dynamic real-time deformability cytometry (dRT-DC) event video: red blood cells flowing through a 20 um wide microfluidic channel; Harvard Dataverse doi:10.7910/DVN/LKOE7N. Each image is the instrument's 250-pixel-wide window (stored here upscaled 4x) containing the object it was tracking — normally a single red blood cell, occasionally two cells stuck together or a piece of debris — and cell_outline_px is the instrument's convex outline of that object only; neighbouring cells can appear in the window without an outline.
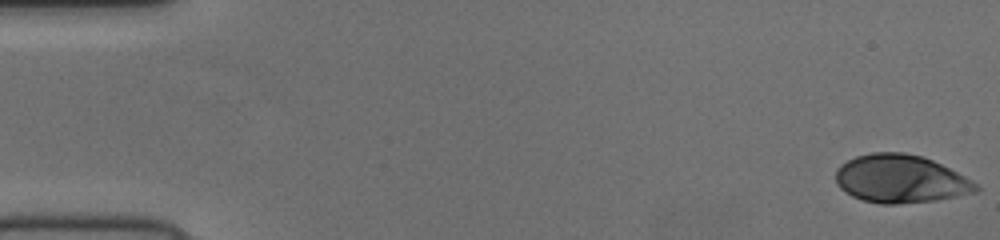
{"species": "human", "species_latin": "Homo sapiens", "temperature_condition": "cold", "stored_images_in_passage": 15, "camera_frame_rate_fps": 3000, "um_per_image_px": 0.085, "donor": {"sex": "female"}, "frame": {"image": 1, "passage_image": 1, "time_ms": 0.0, "image_size_px": [1000, 240], "cell_outline_px": [[980, 188], [976, 192], [936, 200], [896, 204], [880, 204], [864, 200], [852, 196], [844, 192], [836, 184], [836, 168], [840, 164], [856, 156], [872, 152], [904, 152], [924, 156], [964, 176], [976, 184]], "centroid_in_image_um": [76.5, 15.2], "position_along_channel_um": 8.5, "area_um2": 39.25}}
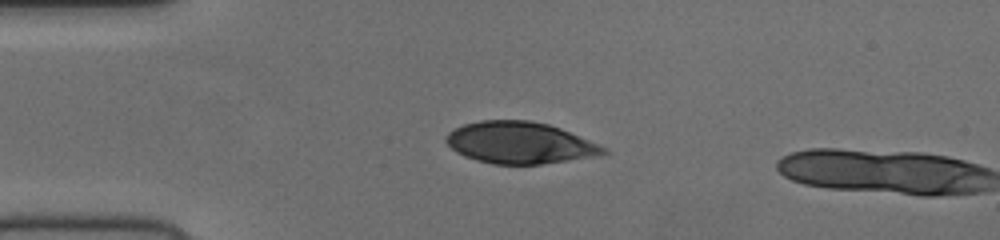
{"frame": {"image": 2, "passage_image": 13, "time_ms": 4.0, "image_size_px": [1000, 240], "cell_outline_px": [[608, 152], [600, 156], [540, 164], [492, 164], [476, 160], [464, 156], [456, 152], [444, 140], [444, 136], [448, 132], [464, 124], [480, 120], [532, 120], [548, 124], [560, 128], [608, 148]], "centroid_in_image_um": [44.18, 12.14], "position_along_channel_um": 40.8, "area_um2": 38.38}}